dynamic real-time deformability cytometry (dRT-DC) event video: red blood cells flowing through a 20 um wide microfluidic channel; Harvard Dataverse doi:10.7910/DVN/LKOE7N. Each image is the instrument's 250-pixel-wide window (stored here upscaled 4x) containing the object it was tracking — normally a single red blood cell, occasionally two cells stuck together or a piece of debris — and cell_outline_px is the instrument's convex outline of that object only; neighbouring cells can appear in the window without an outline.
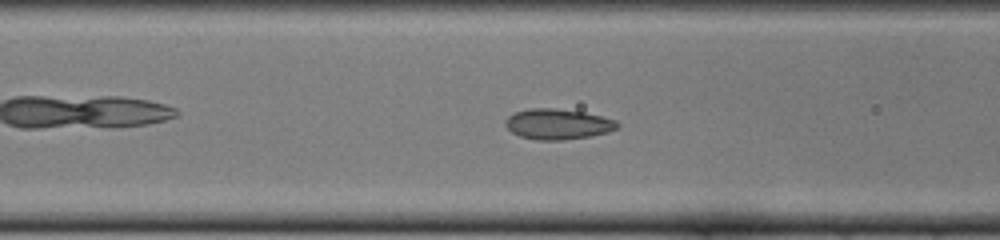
{"species": "common noctule bat (a hibernating species)", "species_latin": "Nyctalus noctula", "temperature_condition": "cold", "stored_images_in_passage": 41, "camera_frame_rate_fps": 3000, "um_per_image_px": 0.085, "animal": {"sex": "female", "body_mass_g": 22.0, "forearm_length_mm": 56.7}, "frame": {"image": 1, "passage_image": 19, "time_ms": 6.0, "image_size_px": [1000, 240], "cell_outline_px": [[620, 128], [608, 132], [592, 136], [564, 140], [536, 140], [520, 136], [512, 132], [504, 124], [504, 120], [508, 116], [516, 112], [528, 108], [552, 108], [584, 112], [616, 120], [620, 124]], "centroid_in_image_um": [47.43, 10.55], "position_along_channel_um": 119.2, "area_um2": 20.06}}
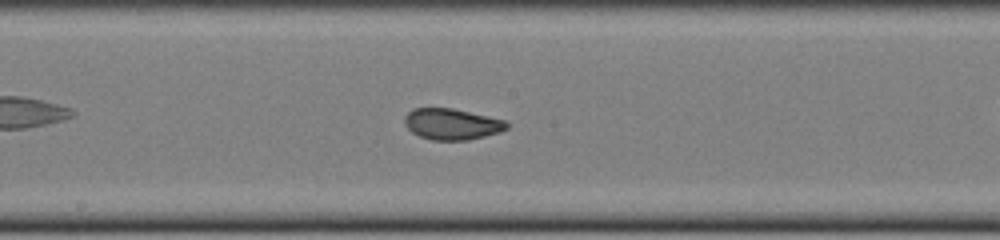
{"frame": {"image": 2, "passage_image": 26, "time_ms": 8.333, "image_size_px": [1000, 240], "cell_outline_px": [[508, 128], [500, 132], [468, 140], [432, 140], [420, 136], [412, 132], [404, 124], [404, 116], [412, 108], [452, 108], [488, 116], [504, 120], [508, 124]], "centroid_in_image_um": [38.38, 10.54], "position_along_channel_um": 209.8, "area_um2": 18.5}}
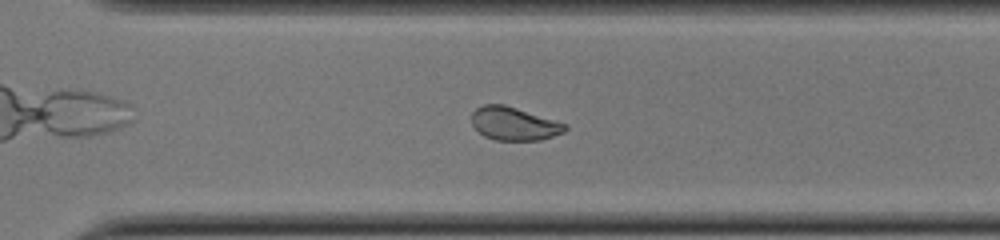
{"frame": {"image": 3, "passage_image": 35, "time_ms": 11.333, "image_size_px": [1000, 240], "cell_outline_px": [[568, 128], [564, 132], [540, 140], [496, 140], [484, 136], [472, 124], [472, 112], [476, 108], [484, 104], [504, 104], [568, 124]], "centroid_in_image_um": [43.7, 10.51], "position_along_channel_um": 326.9, "area_um2": 18.03}}